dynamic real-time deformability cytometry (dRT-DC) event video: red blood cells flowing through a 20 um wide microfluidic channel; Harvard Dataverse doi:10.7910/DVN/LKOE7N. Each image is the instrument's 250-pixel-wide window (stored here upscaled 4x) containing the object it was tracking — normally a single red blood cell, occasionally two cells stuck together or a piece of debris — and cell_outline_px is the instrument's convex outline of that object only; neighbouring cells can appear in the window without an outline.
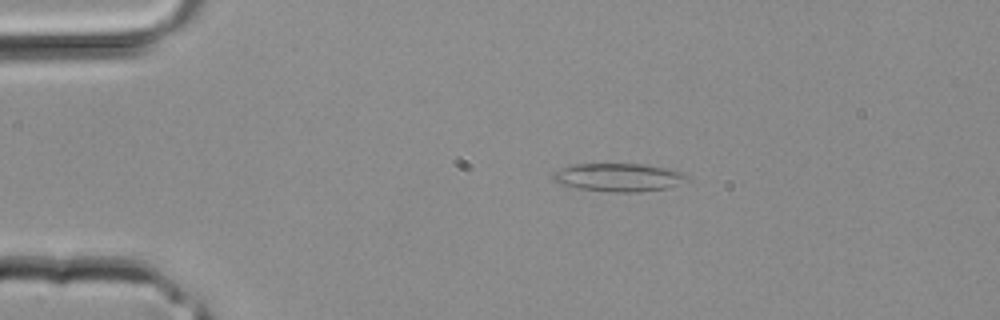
{"species": "common noctule bat (a hibernating species)", "species_latin": "Nyctalus noctula", "temperature_condition": "room temperature", "stored_images_in_passage": 4, "camera_frame_rate_fps": 3000, "um_per_image_px": 0.085, "animal": {"sex": "male", "body_mass_g": 20.4}, "frame": {"image": 1, "passage_image": 3, "time_ms": 0.667, "image_size_px": [1000, 320], "cell_outline_px": [[692, 180], [668, 188], [640, 192], [608, 192], [576, 188], [560, 184], [552, 180], [552, 172], [560, 168], [572, 164], [648, 164], [668, 168], [684, 172], [692, 176]], "centroid_in_image_um": [52.65, 15.07], "position_along_channel_um": 32.4, "area_um2": 22.72}}